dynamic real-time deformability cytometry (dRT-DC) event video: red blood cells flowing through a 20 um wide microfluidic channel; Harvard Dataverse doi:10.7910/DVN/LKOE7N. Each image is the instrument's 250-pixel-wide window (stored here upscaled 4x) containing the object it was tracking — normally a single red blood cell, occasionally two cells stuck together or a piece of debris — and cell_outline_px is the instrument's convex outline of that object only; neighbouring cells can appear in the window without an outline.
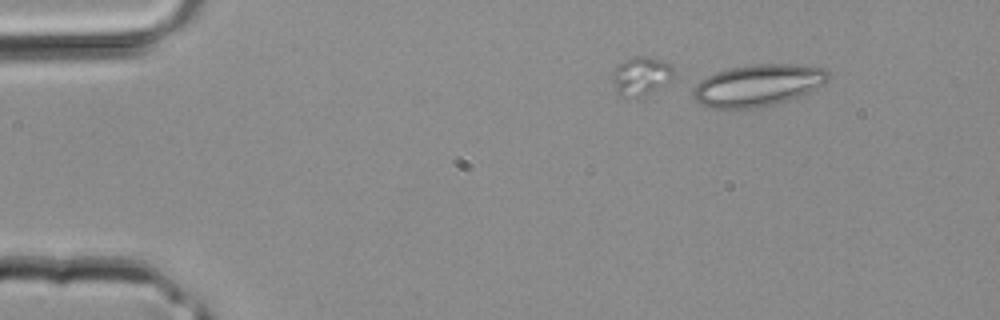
{"species": "common noctule bat (a hibernating species)", "species_latin": "Nyctalus noctula", "temperature_condition": "room temperature", "stored_images_in_passage": 9, "camera_frame_rate_fps": 3000, "um_per_image_px": 0.085, "animal": {"sex": "male", "body_mass_g": 20.4}, "frame": {"image": 1, "passage_image": 1, "time_ms": 0.0, "image_size_px": [1000, 320], "cell_outline_px": [[828, 80], [824, 84], [808, 92], [788, 100], [756, 108], [732, 112], [704, 108], [696, 100], [692, 92], [692, 88], [700, 80], [716, 72], [728, 68], [756, 64], [796, 64], [824, 68], [828, 72]], "centroid_in_image_um": [64.33, 7.29], "position_along_channel_um": 20.7, "area_um2": 33.64}}